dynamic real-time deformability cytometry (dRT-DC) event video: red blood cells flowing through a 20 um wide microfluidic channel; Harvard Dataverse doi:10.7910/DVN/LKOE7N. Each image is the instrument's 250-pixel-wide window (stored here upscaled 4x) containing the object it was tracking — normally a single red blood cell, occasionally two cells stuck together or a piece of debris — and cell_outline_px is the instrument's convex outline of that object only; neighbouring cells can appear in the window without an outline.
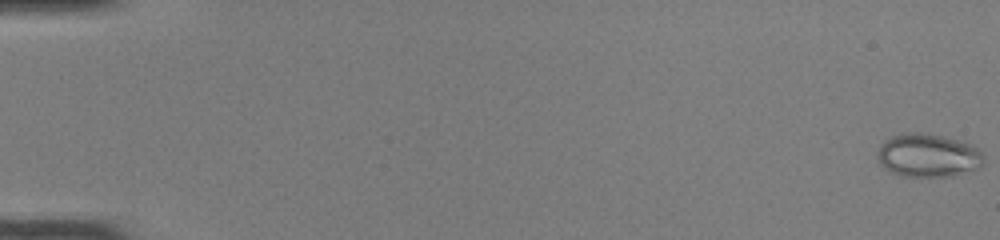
{"species": "common noctule bat (a hibernating species)", "species_latin": "Nyctalus noctula", "temperature_condition": "room temperature", "stored_images_in_passage": 51, "camera_frame_rate_fps": 3000, "um_per_image_px": 0.085, "animal": {"sex": "female", "body_mass_g": 22.0, "forearm_length_mm": 56.7}, "frame": {"image": 1, "passage_image": 1, "time_ms": 0.0, "image_size_px": [1000, 240], "cell_outline_px": [[984, 160], [980, 168], [952, 176], [900, 176], [884, 168], [880, 164], [876, 156], [876, 152], [880, 144], [892, 136], [920, 132], [940, 136], [972, 144], [980, 152]], "centroid_in_image_um": [78.86, 13.23], "position_along_channel_um": 6.1, "area_um2": 26.65}}
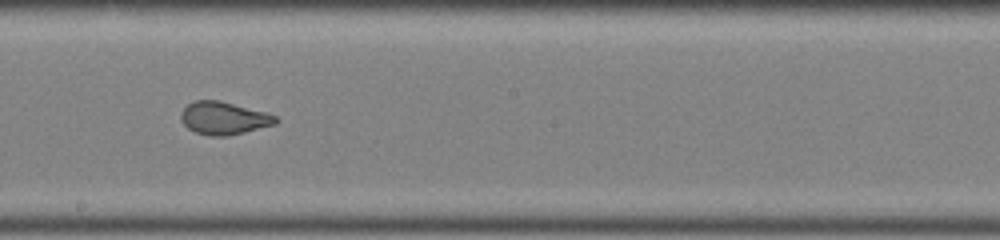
{"frame": {"image": 2, "passage_image": 30, "time_ms": 9.667, "image_size_px": [1000, 240], "cell_outline_px": [[280, 120], [276, 124], [228, 136], [212, 136], [196, 132], [188, 128], [180, 120], [180, 112], [192, 100], [220, 100], [264, 112], [276, 116]], "centroid_in_image_um": [19.0, 10.04], "position_along_channel_um": 229.2, "area_um2": 18.09}}
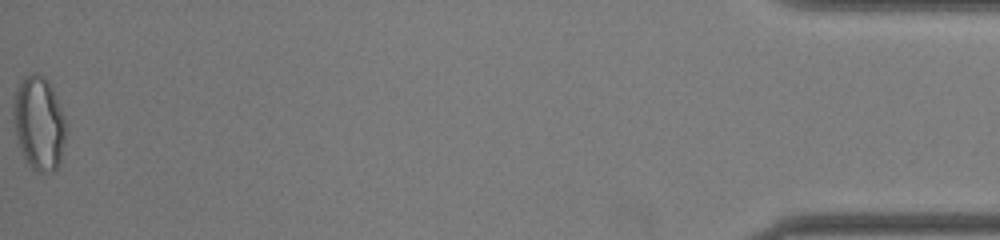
{"frame": {"image": 3, "passage_image": 51, "time_ms": 16.667, "image_size_px": [1000, 240], "cell_outline_px": [[64, 140], [60, 164], [52, 172], [36, 172], [24, 160], [20, 148], [12, 120], [12, 96], [16, 84], [24, 76], [32, 72], [36, 72], [44, 76], [48, 80], [56, 96], [64, 116]], "centroid_in_image_um": [3.25, 10.43], "position_along_channel_um": 431.9, "area_um2": 29.25}}